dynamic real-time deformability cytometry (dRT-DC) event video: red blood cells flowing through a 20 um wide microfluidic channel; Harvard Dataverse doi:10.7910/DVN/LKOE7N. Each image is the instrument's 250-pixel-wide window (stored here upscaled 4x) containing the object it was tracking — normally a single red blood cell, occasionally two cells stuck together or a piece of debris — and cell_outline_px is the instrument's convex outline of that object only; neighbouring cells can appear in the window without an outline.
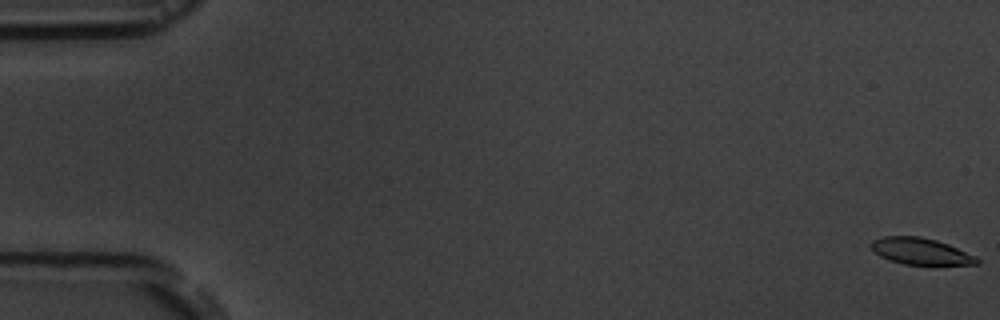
{"species": "common noctule bat (a hibernating species)", "species_latin": "Nyctalus noctula", "temperature_condition": "room temperature", "stored_images_in_passage": 6, "camera_frame_rate_fps": 3000, "um_per_image_px": 0.085, "animal": {"sex": "male", "body_mass_g": 19.5, "forearm_length_mm": 54.6}, "frame": {"image": 1, "passage_image": 1, "time_ms": 0.0, "image_size_px": [1000, 320], "cell_outline_px": [[980, 264], [904, 264], [888, 260], [880, 256], [868, 244], [872, 240], [884, 236], [920, 236], [936, 240], [948, 244], [976, 256], [980, 260]], "centroid_in_image_um": [78.24, 21.35], "position_along_channel_um": 6.8, "area_um2": 16.3}}